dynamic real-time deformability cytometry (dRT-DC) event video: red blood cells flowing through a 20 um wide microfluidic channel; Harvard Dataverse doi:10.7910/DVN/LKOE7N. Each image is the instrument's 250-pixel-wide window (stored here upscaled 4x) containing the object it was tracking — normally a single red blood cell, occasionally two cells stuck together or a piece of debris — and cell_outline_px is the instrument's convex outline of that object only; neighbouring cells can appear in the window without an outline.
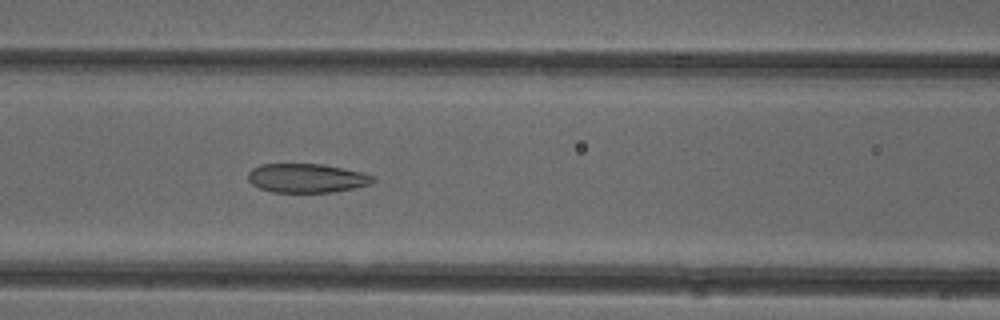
{"species": "common noctule bat (a hibernating species)", "species_latin": "Nyctalus noctula", "temperature_condition": "cold", "stored_images_in_passage": 52, "camera_frame_rate_fps": 3000, "um_per_image_px": 0.085, "animal": {"sex": "female"}, "frame": {"image": 1, "passage_image": 22, "time_ms": 7.0, "image_size_px": [1000, 320], "cell_outline_px": [[376, 180], [372, 184], [356, 188], [332, 192], [272, 192], [260, 188], [252, 184], [248, 180], [248, 172], [252, 168], [260, 164], [324, 164], [360, 172], [376, 176]], "centroid_in_image_um": [26.09, 15.14], "position_along_channel_um": 140.5, "area_um2": 21.27}}
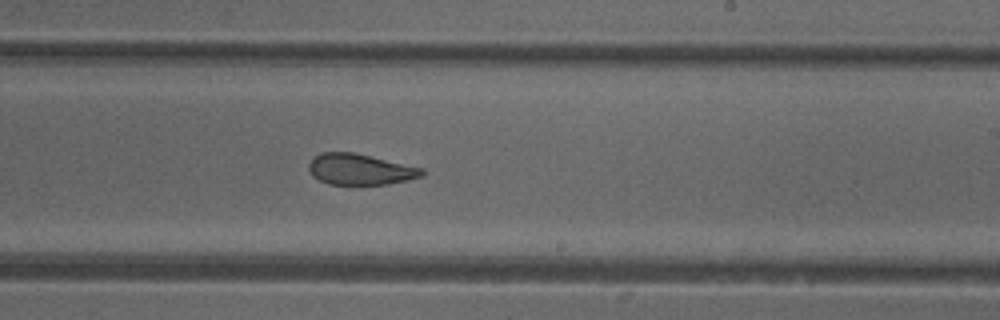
{"frame": {"image": 2, "passage_image": 31, "time_ms": 10.0, "image_size_px": [1000, 320], "cell_outline_px": [[424, 176], [408, 180], [388, 184], [328, 184], [312, 176], [308, 168], [308, 164], [312, 156], [320, 152], [356, 152], [424, 168]], "centroid_in_image_um": [30.6, 14.38], "position_along_channel_um": 258.4, "area_um2": 20.75}}
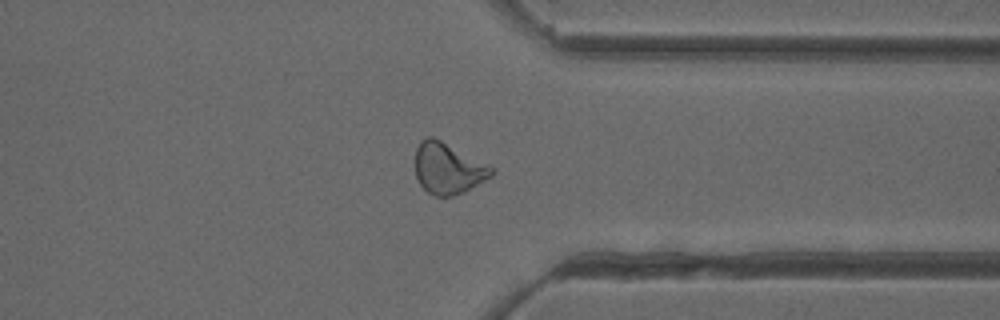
{"frame": {"image": 3, "passage_image": 40, "time_ms": 13.0, "image_size_px": [1000, 320], "cell_outline_px": [[496, 172], [492, 176], [464, 192], [452, 196], [436, 196], [428, 192], [420, 184], [416, 176], [416, 148], [420, 140], [428, 136], [432, 136], [496, 168]], "centroid_in_image_um": [38.1, 14.31], "position_along_channel_um": 373.3, "area_um2": 22.66}, "authors_computed_cell_mechanics": {"area_um2": 23.2356, "velocity_mm_per_s": 3.9471, "shape_relaxation_time_tau1_ms": null, "shape_relaxation_time_tau2_ms": 1.7528, "deformation_change_tau1": null, "deformation_change_tau2": 0.0921}}